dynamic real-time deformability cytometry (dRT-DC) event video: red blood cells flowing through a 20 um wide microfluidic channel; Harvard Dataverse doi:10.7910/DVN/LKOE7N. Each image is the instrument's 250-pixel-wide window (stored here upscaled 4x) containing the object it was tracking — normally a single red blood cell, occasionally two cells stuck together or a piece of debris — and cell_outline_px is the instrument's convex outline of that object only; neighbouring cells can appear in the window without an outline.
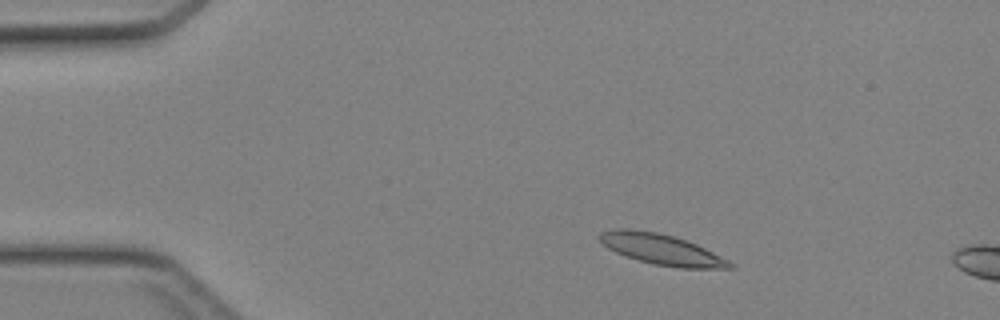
{"species": "Egyptian fruit bat (a non-hibernating species)", "species_latin": "Rousettus aegyptiacus", "temperature_condition": "cold", "stored_images_in_passage": 10, "camera_frame_rate_fps": 3000, "um_per_image_px": 0.085, "animal": {"sex": "female"}, "frame": {"image": 1, "passage_image": 6, "time_ms": 1.667, "image_size_px": [1000, 320], "cell_outline_px": [[736, 268], [680, 268], [656, 264], [636, 260], [624, 256], [608, 248], [596, 236], [600, 232], [620, 228], [628, 228], [656, 232], [672, 236], [696, 244], [736, 264]], "centroid_in_image_um": [56.21, 21.2], "position_along_channel_um": 28.8, "area_um2": 23.12}}